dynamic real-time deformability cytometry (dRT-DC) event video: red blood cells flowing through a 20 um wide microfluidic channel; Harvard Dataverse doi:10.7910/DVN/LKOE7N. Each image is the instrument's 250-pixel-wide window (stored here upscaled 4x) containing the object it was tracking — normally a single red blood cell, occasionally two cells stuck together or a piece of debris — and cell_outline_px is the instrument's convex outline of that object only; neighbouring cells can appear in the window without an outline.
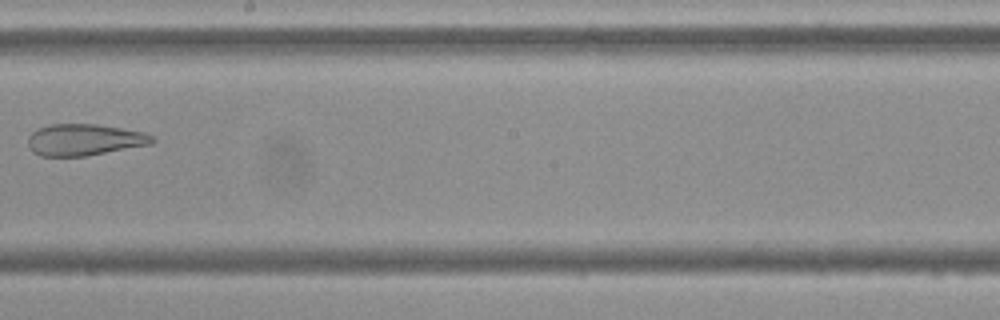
{"species": "Egyptian fruit bat (a non-hibernating species)", "species_latin": "Rousettus aegyptiacus", "temperature_condition": "cold", "stored_images_in_passage": 10, "camera_frame_rate_fps": 3000, "um_per_image_px": 0.085, "frame": {"image": 1, "passage_image": 9, "time_ms": 9.667, "image_size_px": [1000, 320], "cell_outline_px": [[156, 140], [152, 144], [84, 156], [40, 156], [32, 152], [28, 148], [28, 136], [36, 128], [48, 124], [96, 124], [144, 132], [156, 136]], "centroid_in_image_um": [7.15, 11.87], "position_along_channel_um": 241.0, "area_um2": 23.06}}